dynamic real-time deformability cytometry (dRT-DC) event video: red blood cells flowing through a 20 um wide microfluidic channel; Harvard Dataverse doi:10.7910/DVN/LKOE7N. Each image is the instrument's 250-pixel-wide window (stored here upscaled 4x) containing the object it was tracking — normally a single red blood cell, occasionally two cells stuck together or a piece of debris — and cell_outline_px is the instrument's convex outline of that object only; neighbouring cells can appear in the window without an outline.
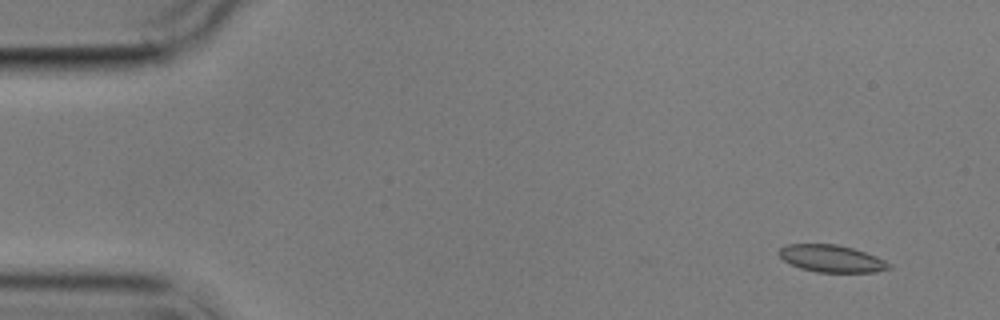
{"species": "common noctule bat (a hibernating species)", "species_latin": "Nyctalus noctula", "temperature_condition": "cold", "stored_images_in_passage": 8, "camera_frame_rate_fps": 3000, "um_per_image_px": 0.085, "animal": {"sex": "male", "body_mass_g": 17.9}, "frame": {"image": 1, "passage_image": 2, "time_ms": 1.0, "image_size_px": [1000, 320], "cell_outline_px": [[892, 268], [876, 272], [816, 272], [800, 268], [784, 260], [776, 252], [780, 248], [788, 244], [836, 244], [852, 248], [876, 256], [892, 264]], "centroid_in_image_um": [70.69, 21.98], "position_along_channel_um": 14.3, "area_um2": 17.4}}
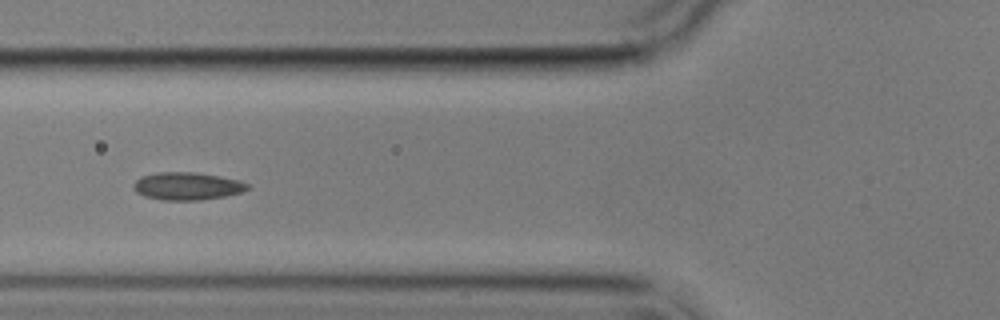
{"frame": {"image": 2, "passage_image": 7, "time_ms": 6.667, "image_size_px": [1000, 320], "cell_outline_px": [[248, 188], [240, 192], [224, 196], [200, 200], [160, 200], [144, 196], [136, 192], [132, 188], [132, 184], [140, 176], [156, 172], [196, 172], [220, 176], [240, 180], [248, 184]], "centroid_in_image_um": [15.85, 15.81], "position_along_channel_um": 110.0, "area_um2": 18.5}}
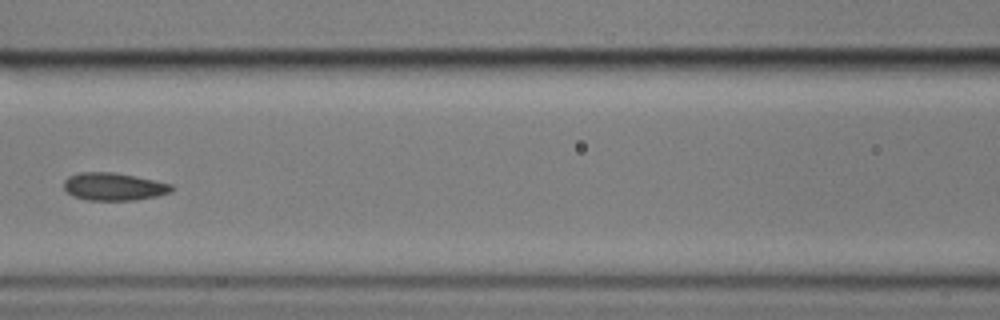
{"frame": {"image": 3, "passage_image": 8, "time_ms": 8.0, "image_size_px": [1000, 320], "cell_outline_px": [[176, 188], [172, 192], [156, 196], [136, 200], [88, 200], [72, 196], [64, 188], [64, 180], [68, 176], [80, 172], [112, 172], [172, 184]], "centroid_in_image_um": [9.67, 15.87], "position_along_channel_um": 156.9, "area_um2": 17.34}}